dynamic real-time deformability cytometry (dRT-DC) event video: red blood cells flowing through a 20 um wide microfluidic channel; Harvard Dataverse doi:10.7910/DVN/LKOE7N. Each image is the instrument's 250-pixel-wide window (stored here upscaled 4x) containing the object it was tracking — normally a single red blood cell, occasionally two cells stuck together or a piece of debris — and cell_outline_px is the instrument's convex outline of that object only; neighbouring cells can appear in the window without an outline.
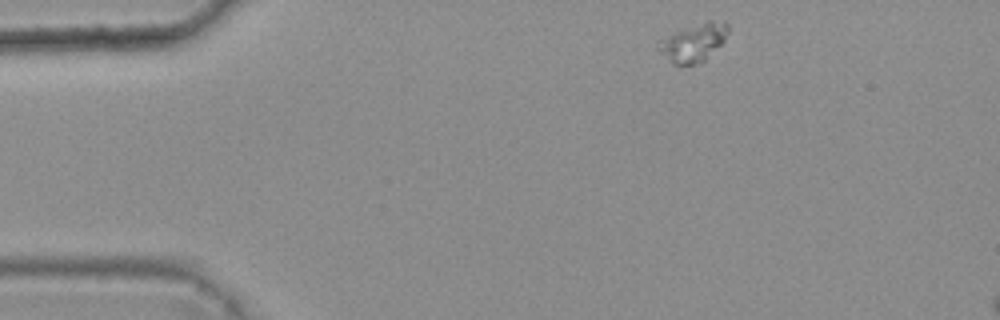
{"species": "common noctule bat (a hibernating species)", "species_latin": "Nyctalus noctula", "temperature_condition": "warm", "stored_images_in_passage": 4, "camera_frame_rate_fps": 3000, "um_per_image_px": 0.085, "animal": {"sex": "female", "body_mass_g": 25.1}, "frame": {"image": 1, "passage_image": 1, "time_ms": 0.0, "image_size_px": [1000, 320], "cell_outline_px": [[728, 32], [724, 40], [704, 60], [692, 64], [672, 64], [656, 48], [656, 40], [676, 32], [708, 20], [724, 20], [728, 24]], "centroid_in_image_um": [58.92, 3.6], "position_along_channel_um": 26.1, "area_um2": 15.2}}